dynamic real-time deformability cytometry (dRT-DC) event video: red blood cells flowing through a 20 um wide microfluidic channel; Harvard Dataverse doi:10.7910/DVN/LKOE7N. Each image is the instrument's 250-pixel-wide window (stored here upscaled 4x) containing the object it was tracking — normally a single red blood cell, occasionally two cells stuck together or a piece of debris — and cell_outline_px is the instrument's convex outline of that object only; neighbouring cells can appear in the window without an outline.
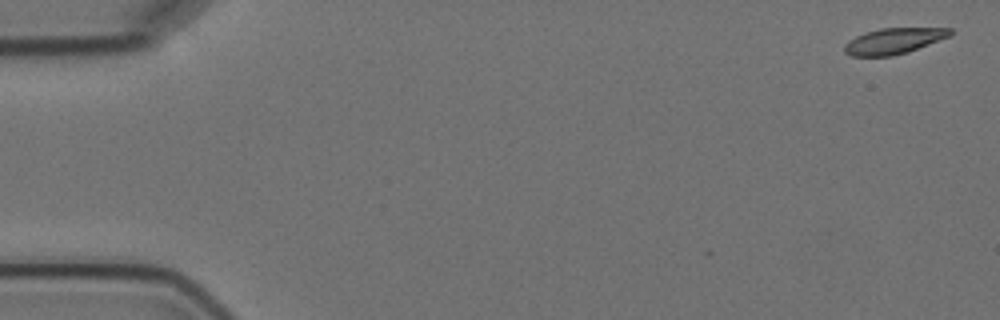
{"species": "Egyptian fruit bat (a non-hibernating species)", "species_latin": "Rousettus aegyptiacus", "temperature_condition": "cold", "stored_images_in_passage": 5, "camera_frame_rate_fps": 3000, "um_per_image_px": 0.085, "animal": {"sex": "female"}, "frame": {"image": 1, "passage_image": 1, "time_ms": 0.0, "image_size_px": [1000, 320], "cell_outline_px": [[952, 32], [948, 36], [908, 52], [892, 56], [852, 56], [844, 52], [844, 44], [848, 40], [856, 36], [880, 28], [952, 28]], "centroid_in_image_um": [75.92, 3.49], "position_along_channel_um": 9.1, "area_um2": 15.72}}
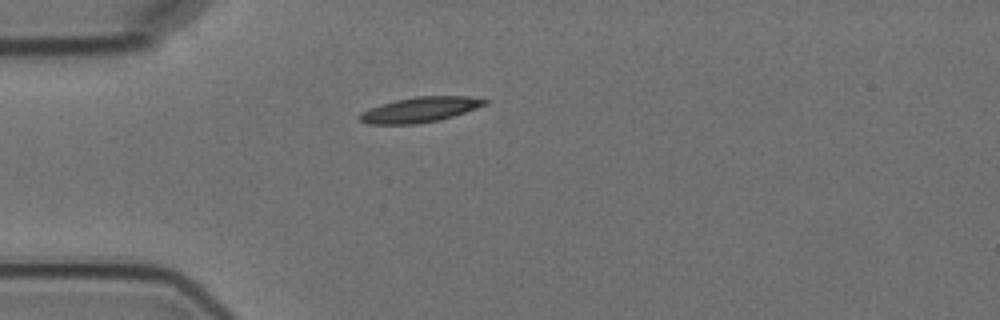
{"frame": {"image": 2, "passage_image": 5, "time_ms": 4.667, "image_size_px": [1000, 320], "cell_outline_px": [[488, 104], [440, 120], [416, 124], [368, 124], [360, 120], [356, 116], [360, 112], [368, 108], [380, 104], [396, 100], [416, 96], [468, 96], [488, 100]], "centroid_in_image_um": [35.65, 9.32], "position_along_channel_um": 49.3, "area_um2": 18.44}}